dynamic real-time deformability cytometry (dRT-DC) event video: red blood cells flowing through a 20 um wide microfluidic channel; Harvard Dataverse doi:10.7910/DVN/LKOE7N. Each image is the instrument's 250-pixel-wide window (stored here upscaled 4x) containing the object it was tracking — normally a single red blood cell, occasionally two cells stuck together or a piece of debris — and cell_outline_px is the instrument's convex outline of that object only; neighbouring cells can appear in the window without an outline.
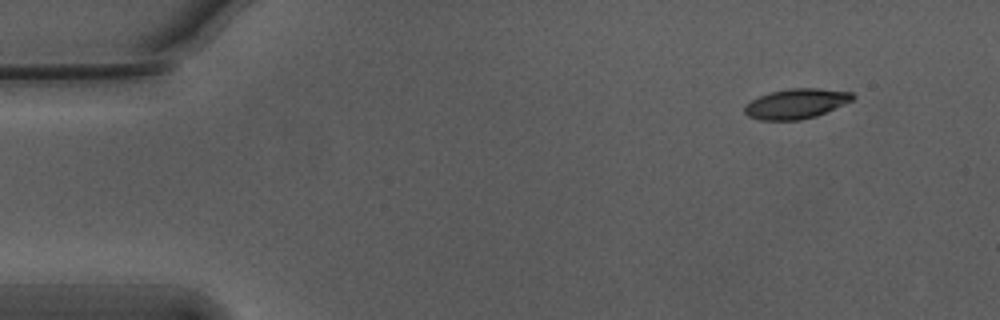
{"species": "Egyptian fruit bat (a non-hibernating species)", "species_latin": "Rousettus aegyptiacus", "temperature_condition": "warm", "stored_images_in_passage": 28, "camera_frame_rate_fps": 3000, "um_per_image_px": 0.085, "animal": {"sex": "male"}, "frame": {"image": 1, "passage_image": 1, "time_ms": 0.0, "image_size_px": [1000, 320], "cell_outline_px": [[856, 96], [852, 100], [816, 116], [800, 120], [760, 120], [748, 116], [744, 112], [744, 104], [760, 96], [772, 92], [788, 88], [820, 88], [852, 92]], "centroid_in_image_um": [67.66, 8.81], "position_along_channel_um": 17.3, "area_um2": 18.79}}
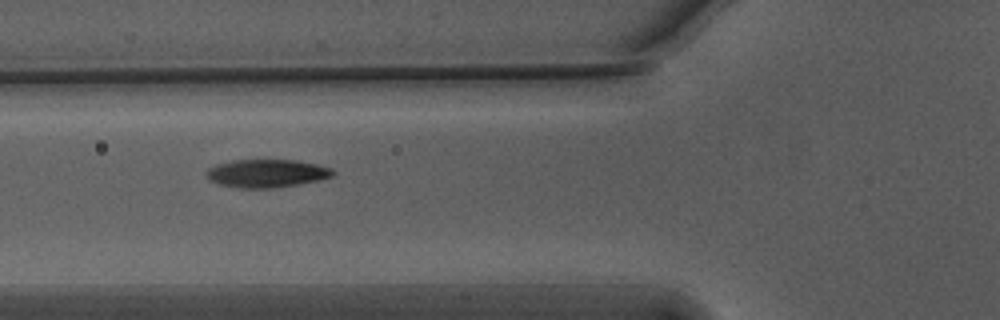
{"frame": {"image": 2, "passage_image": 16, "time_ms": 5.0, "image_size_px": [1000, 320], "cell_outline_px": [[336, 172], [332, 176], [320, 180], [300, 184], [272, 188], [240, 188], [216, 184], [208, 180], [204, 176], [204, 172], [208, 168], [216, 164], [232, 160], [296, 160], [316, 164], [332, 168]], "centroid_in_image_um": [22.62, 14.74], "position_along_channel_um": 103.2, "area_um2": 21.04}}
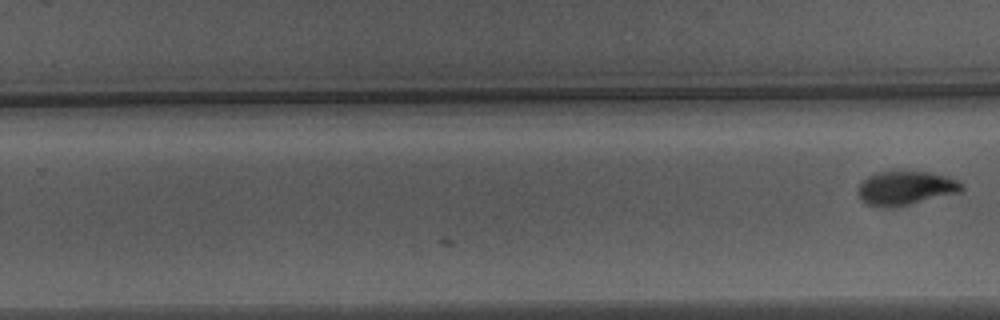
{"frame": {"image": 3, "passage_image": 28, "time_ms": 9.0, "image_size_px": [1000, 320], "cell_outline_px": [[964, 188], [960, 192], [892, 208], [884, 208], [868, 204], [860, 200], [856, 192], [860, 180], [876, 172], [892, 168], [904, 168], [932, 172], [948, 176], [964, 184]], "centroid_in_image_um": [76.92, 15.92], "position_along_channel_um": 252.9, "area_um2": 21.68}}